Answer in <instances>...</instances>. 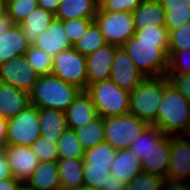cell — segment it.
<instances>
[{"label":"cell","instance_id":"45","mask_svg":"<svg viewBox=\"0 0 190 190\" xmlns=\"http://www.w3.org/2000/svg\"><path fill=\"white\" fill-rule=\"evenodd\" d=\"M12 177L13 176L5 157L4 148H0V180H5Z\"/></svg>","mask_w":190,"mask_h":190},{"label":"cell","instance_id":"29","mask_svg":"<svg viewBox=\"0 0 190 190\" xmlns=\"http://www.w3.org/2000/svg\"><path fill=\"white\" fill-rule=\"evenodd\" d=\"M77 139L84 150L94 148L104 142V118L98 116L81 128L74 129Z\"/></svg>","mask_w":190,"mask_h":190},{"label":"cell","instance_id":"3","mask_svg":"<svg viewBox=\"0 0 190 190\" xmlns=\"http://www.w3.org/2000/svg\"><path fill=\"white\" fill-rule=\"evenodd\" d=\"M80 91L53 74L39 76L29 93L30 105L65 112Z\"/></svg>","mask_w":190,"mask_h":190},{"label":"cell","instance_id":"21","mask_svg":"<svg viewBox=\"0 0 190 190\" xmlns=\"http://www.w3.org/2000/svg\"><path fill=\"white\" fill-rule=\"evenodd\" d=\"M132 14L135 32L143 28L165 26V10L159 0H144Z\"/></svg>","mask_w":190,"mask_h":190},{"label":"cell","instance_id":"19","mask_svg":"<svg viewBox=\"0 0 190 190\" xmlns=\"http://www.w3.org/2000/svg\"><path fill=\"white\" fill-rule=\"evenodd\" d=\"M28 48L29 44L23 35L21 26L13 24L0 35V65L10 59L25 55Z\"/></svg>","mask_w":190,"mask_h":190},{"label":"cell","instance_id":"52","mask_svg":"<svg viewBox=\"0 0 190 190\" xmlns=\"http://www.w3.org/2000/svg\"><path fill=\"white\" fill-rule=\"evenodd\" d=\"M17 190H33V189H31L26 183L22 182L18 186Z\"/></svg>","mask_w":190,"mask_h":190},{"label":"cell","instance_id":"14","mask_svg":"<svg viewBox=\"0 0 190 190\" xmlns=\"http://www.w3.org/2000/svg\"><path fill=\"white\" fill-rule=\"evenodd\" d=\"M118 46L105 44L86 56L88 85L110 79L111 65Z\"/></svg>","mask_w":190,"mask_h":190},{"label":"cell","instance_id":"43","mask_svg":"<svg viewBox=\"0 0 190 190\" xmlns=\"http://www.w3.org/2000/svg\"><path fill=\"white\" fill-rule=\"evenodd\" d=\"M161 190H190V186L183 180L165 178Z\"/></svg>","mask_w":190,"mask_h":190},{"label":"cell","instance_id":"55","mask_svg":"<svg viewBox=\"0 0 190 190\" xmlns=\"http://www.w3.org/2000/svg\"><path fill=\"white\" fill-rule=\"evenodd\" d=\"M185 182L190 186V174Z\"/></svg>","mask_w":190,"mask_h":190},{"label":"cell","instance_id":"5","mask_svg":"<svg viewBox=\"0 0 190 190\" xmlns=\"http://www.w3.org/2000/svg\"><path fill=\"white\" fill-rule=\"evenodd\" d=\"M86 92L90 95L98 116L107 118L129 113L130 92L120 88L111 79L89 84Z\"/></svg>","mask_w":190,"mask_h":190},{"label":"cell","instance_id":"49","mask_svg":"<svg viewBox=\"0 0 190 190\" xmlns=\"http://www.w3.org/2000/svg\"><path fill=\"white\" fill-rule=\"evenodd\" d=\"M12 25L13 22L7 14L0 18V35L6 32Z\"/></svg>","mask_w":190,"mask_h":190},{"label":"cell","instance_id":"10","mask_svg":"<svg viewBox=\"0 0 190 190\" xmlns=\"http://www.w3.org/2000/svg\"><path fill=\"white\" fill-rule=\"evenodd\" d=\"M39 75L28 63L25 55L10 59L0 65V82L30 93Z\"/></svg>","mask_w":190,"mask_h":190},{"label":"cell","instance_id":"50","mask_svg":"<svg viewBox=\"0 0 190 190\" xmlns=\"http://www.w3.org/2000/svg\"><path fill=\"white\" fill-rule=\"evenodd\" d=\"M7 14L6 3L3 0H0V18Z\"/></svg>","mask_w":190,"mask_h":190},{"label":"cell","instance_id":"38","mask_svg":"<svg viewBox=\"0 0 190 190\" xmlns=\"http://www.w3.org/2000/svg\"><path fill=\"white\" fill-rule=\"evenodd\" d=\"M190 73V49L174 51L168 56L166 74Z\"/></svg>","mask_w":190,"mask_h":190},{"label":"cell","instance_id":"48","mask_svg":"<svg viewBox=\"0 0 190 190\" xmlns=\"http://www.w3.org/2000/svg\"><path fill=\"white\" fill-rule=\"evenodd\" d=\"M7 127L8 120L0 118V148H4L7 145Z\"/></svg>","mask_w":190,"mask_h":190},{"label":"cell","instance_id":"26","mask_svg":"<svg viewBox=\"0 0 190 190\" xmlns=\"http://www.w3.org/2000/svg\"><path fill=\"white\" fill-rule=\"evenodd\" d=\"M97 10L94 0H61L55 18L63 21L77 18L95 19Z\"/></svg>","mask_w":190,"mask_h":190},{"label":"cell","instance_id":"17","mask_svg":"<svg viewBox=\"0 0 190 190\" xmlns=\"http://www.w3.org/2000/svg\"><path fill=\"white\" fill-rule=\"evenodd\" d=\"M68 128L78 129L98 117L95 105L86 91H80L65 111Z\"/></svg>","mask_w":190,"mask_h":190},{"label":"cell","instance_id":"9","mask_svg":"<svg viewBox=\"0 0 190 190\" xmlns=\"http://www.w3.org/2000/svg\"><path fill=\"white\" fill-rule=\"evenodd\" d=\"M39 108L29 105L8 120L7 145L29 146L40 138Z\"/></svg>","mask_w":190,"mask_h":190},{"label":"cell","instance_id":"7","mask_svg":"<svg viewBox=\"0 0 190 190\" xmlns=\"http://www.w3.org/2000/svg\"><path fill=\"white\" fill-rule=\"evenodd\" d=\"M51 74L76 86L81 91L88 87L86 56L73 47L53 57Z\"/></svg>","mask_w":190,"mask_h":190},{"label":"cell","instance_id":"23","mask_svg":"<svg viewBox=\"0 0 190 190\" xmlns=\"http://www.w3.org/2000/svg\"><path fill=\"white\" fill-rule=\"evenodd\" d=\"M39 124L41 136L56 143L68 128L65 112L55 109L39 108Z\"/></svg>","mask_w":190,"mask_h":190},{"label":"cell","instance_id":"42","mask_svg":"<svg viewBox=\"0 0 190 190\" xmlns=\"http://www.w3.org/2000/svg\"><path fill=\"white\" fill-rule=\"evenodd\" d=\"M166 76L190 103V73L166 74Z\"/></svg>","mask_w":190,"mask_h":190},{"label":"cell","instance_id":"16","mask_svg":"<svg viewBox=\"0 0 190 190\" xmlns=\"http://www.w3.org/2000/svg\"><path fill=\"white\" fill-rule=\"evenodd\" d=\"M170 159V135H164L153 144L146 156L140 160L142 171L166 178Z\"/></svg>","mask_w":190,"mask_h":190},{"label":"cell","instance_id":"11","mask_svg":"<svg viewBox=\"0 0 190 190\" xmlns=\"http://www.w3.org/2000/svg\"><path fill=\"white\" fill-rule=\"evenodd\" d=\"M145 75L134 65L122 47L116 49L111 65L110 79L120 88L132 91L145 79Z\"/></svg>","mask_w":190,"mask_h":190},{"label":"cell","instance_id":"41","mask_svg":"<svg viewBox=\"0 0 190 190\" xmlns=\"http://www.w3.org/2000/svg\"><path fill=\"white\" fill-rule=\"evenodd\" d=\"M144 0H109L101 9L109 12H131Z\"/></svg>","mask_w":190,"mask_h":190},{"label":"cell","instance_id":"54","mask_svg":"<svg viewBox=\"0 0 190 190\" xmlns=\"http://www.w3.org/2000/svg\"><path fill=\"white\" fill-rule=\"evenodd\" d=\"M185 136L190 139V126H189V129H188L187 133L185 134Z\"/></svg>","mask_w":190,"mask_h":190},{"label":"cell","instance_id":"15","mask_svg":"<svg viewBox=\"0 0 190 190\" xmlns=\"http://www.w3.org/2000/svg\"><path fill=\"white\" fill-rule=\"evenodd\" d=\"M34 46L44 50L52 57L73 47L65 33L64 21L55 18L49 27L38 36Z\"/></svg>","mask_w":190,"mask_h":190},{"label":"cell","instance_id":"24","mask_svg":"<svg viewBox=\"0 0 190 190\" xmlns=\"http://www.w3.org/2000/svg\"><path fill=\"white\" fill-rule=\"evenodd\" d=\"M54 19L55 14L39 6L30 12L20 24L28 44L34 45L38 36L49 27Z\"/></svg>","mask_w":190,"mask_h":190},{"label":"cell","instance_id":"37","mask_svg":"<svg viewBox=\"0 0 190 190\" xmlns=\"http://www.w3.org/2000/svg\"><path fill=\"white\" fill-rule=\"evenodd\" d=\"M184 49H190V22L169 32L168 56L174 51Z\"/></svg>","mask_w":190,"mask_h":190},{"label":"cell","instance_id":"46","mask_svg":"<svg viewBox=\"0 0 190 190\" xmlns=\"http://www.w3.org/2000/svg\"><path fill=\"white\" fill-rule=\"evenodd\" d=\"M21 183V181L14 177L0 180V190H17Z\"/></svg>","mask_w":190,"mask_h":190},{"label":"cell","instance_id":"13","mask_svg":"<svg viewBox=\"0 0 190 190\" xmlns=\"http://www.w3.org/2000/svg\"><path fill=\"white\" fill-rule=\"evenodd\" d=\"M190 174V139L170 136V159L166 178L186 181Z\"/></svg>","mask_w":190,"mask_h":190},{"label":"cell","instance_id":"2","mask_svg":"<svg viewBox=\"0 0 190 190\" xmlns=\"http://www.w3.org/2000/svg\"><path fill=\"white\" fill-rule=\"evenodd\" d=\"M165 135H185L190 126V103L165 75V90L152 124Z\"/></svg>","mask_w":190,"mask_h":190},{"label":"cell","instance_id":"53","mask_svg":"<svg viewBox=\"0 0 190 190\" xmlns=\"http://www.w3.org/2000/svg\"><path fill=\"white\" fill-rule=\"evenodd\" d=\"M71 190H99V189H94V188H88V187H80V188H77V189H71Z\"/></svg>","mask_w":190,"mask_h":190},{"label":"cell","instance_id":"31","mask_svg":"<svg viewBox=\"0 0 190 190\" xmlns=\"http://www.w3.org/2000/svg\"><path fill=\"white\" fill-rule=\"evenodd\" d=\"M59 159L83 158L85 150L77 139L74 129L67 128L57 141Z\"/></svg>","mask_w":190,"mask_h":190},{"label":"cell","instance_id":"33","mask_svg":"<svg viewBox=\"0 0 190 190\" xmlns=\"http://www.w3.org/2000/svg\"><path fill=\"white\" fill-rule=\"evenodd\" d=\"M25 57L39 76L51 74L53 57L44 50L29 45Z\"/></svg>","mask_w":190,"mask_h":190},{"label":"cell","instance_id":"36","mask_svg":"<svg viewBox=\"0 0 190 190\" xmlns=\"http://www.w3.org/2000/svg\"><path fill=\"white\" fill-rule=\"evenodd\" d=\"M31 148L40 162L57 161L59 159L57 143L40 136Z\"/></svg>","mask_w":190,"mask_h":190},{"label":"cell","instance_id":"8","mask_svg":"<svg viewBox=\"0 0 190 190\" xmlns=\"http://www.w3.org/2000/svg\"><path fill=\"white\" fill-rule=\"evenodd\" d=\"M94 21L108 44L122 47L135 34L131 12H109L98 9Z\"/></svg>","mask_w":190,"mask_h":190},{"label":"cell","instance_id":"25","mask_svg":"<svg viewBox=\"0 0 190 190\" xmlns=\"http://www.w3.org/2000/svg\"><path fill=\"white\" fill-rule=\"evenodd\" d=\"M57 167L61 190L77 189L84 186L83 158L58 159Z\"/></svg>","mask_w":190,"mask_h":190},{"label":"cell","instance_id":"30","mask_svg":"<svg viewBox=\"0 0 190 190\" xmlns=\"http://www.w3.org/2000/svg\"><path fill=\"white\" fill-rule=\"evenodd\" d=\"M105 44L107 43L99 26L93 21L85 34H83L73 45V48L82 55L87 56Z\"/></svg>","mask_w":190,"mask_h":190},{"label":"cell","instance_id":"32","mask_svg":"<svg viewBox=\"0 0 190 190\" xmlns=\"http://www.w3.org/2000/svg\"><path fill=\"white\" fill-rule=\"evenodd\" d=\"M165 134L153 125H148L143 132L132 142L129 149L141 160L146 156L153 144L157 143Z\"/></svg>","mask_w":190,"mask_h":190},{"label":"cell","instance_id":"4","mask_svg":"<svg viewBox=\"0 0 190 190\" xmlns=\"http://www.w3.org/2000/svg\"><path fill=\"white\" fill-rule=\"evenodd\" d=\"M165 90V75L145 77L130 91L129 113L152 125L158 116L160 102Z\"/></svg>","mask_w":190,"mask_h":190},{"label":"cell","instance_id":"28","mask_svg":"<svg viewBox=\"0 0 190 190\" xmlns=\"http://www.w3.org/2000/svg\"><path fill=\"white\" fill-rule=\"evenodd\" d=\"M116 152L117 150L104 141L94 148L85 150L83 161L89 168L110 169Z\"/></svg>","mask_w":190,"mask_h":190},{"label":"cell","instance_id":"12","mask_svg":"<svg viewBox=\"0 0 190 190\" xmlns=\"http://www.w3.org/2000/svg\"><path fill=\"white\" fill-rule=\"evenodd\" d=\"M4 152L12 176L21 182L25 183L40 164L36 154L29 146L6 145Z\"/></svg>","mask_w":190,"mask_h":190},{"label":"cell","instance_id":"6","mask_svg":"<svg viewBox=\"0 0 190 190\" xmlns=\"http://www.w3.org/2000/svg\"><path fill=\"white\" fill-rule=\"evenodd\" d=\"M148 124L127 113L104 118V140L115 150L129 149Z\"/></svg>","mask_w":190,"mask_h":190},{"label":"cell","instance_id":"1","mask_svg":"<svg viewBox=\"0 0 190 190\" xmlns=\"http://www.w3.org/2000/svg\"><path fill=\"white\" fill-rule=\"evenodd\" d=\"M168 37L165 26L143 28L122 48L146 77L163 76L168 70Z\"/></svg>","mask_w":190,"mask_h":190},{"label":"cell","instance_id":"22","mask_svg":"<svg viewBox=\"0 0 190 190\" xmlns=\"http://www.w3.org/2000/svg\"><path fill=\"white\" fill-rule=\"evenodd\" d=\"M25 183L33 190H61L57 161L40 162Z\"/></svg>","mask_w":190,"mask_h":190},{"label":"cell","instance_id":"20","mask_svg":"<svg viewBox=\"0 0 190 190\" xmlns=\"http://www.w3.org/2000/svg\"><path fill=\"white\" fill-rule=\"evenodd\" d=\"M109 170L112 176L128 184L142 172V166L130 149H122L117 150Z\"/></svg>","mask_w":190,"mask_h":190},{"label":"cell","instance_id":"44","mask_svg":"<svg viewBox=\"0 0 190 190\" xmlns=\"http://www.w3.org/2000/svg\"><path fill=\"white\" fill-rule=\"evenodd\" d=\"M126 183L118 180L115 176L108 174V178L100 190H126Z\"/></svg>","mask_w":190,"mask_h":190},{"label":"cell","instance_id":"34","mask_svg":"<svg viewBox=\"0 0 190 190\" xmlns=\"http://www.w3.org/2000/svg\"><path fill=\"white\" fill-rule=\"evenodd\" d=\"M38 6V0H13L6 4V11L13 24L20 25L27 15Z\"/></svg>","mask_w":190,"mask_h":190},{"label":"cell","instance_id":"18","mask_svg":"<svg viewBox=\"0 0 190 190\" xmlns=\"http://www.w3.org/2000/svg\"><path fill=\"white\" fill-rule=\"evenodd\" d=\"M29 105V93L0 82V110L3 119L13 118Z\"/></svg>","mask_w":190,"mask_h":190},{"label":"cell","instance_id":"27","mask_svg":"<svg viewBox=\"0 0 190 190\" xmlns=\"http://www.w3.org/2000/svg\"><path fill=\"white\" fill-rule=\"evenodd\" d=\"M165 10V27L170 32L190 22V0H159Z\"/></svg>","mask_w":190,"mask_h":190},{"label":"cell","instance_id":"40","mask_svg":"<svg viewBox=\"0 0 190 190\" xmlns=\"http://www.w3.org/2000/svg\"><path fill=\"white\" fill-rule=\"evenodd\" d=\"M110 174L109 169L89 168L84 164L83 179L84 187L101 189Z\"/></svg>","mask_w":190,"mask_h":190},{"label":"cell","instance_id":"35","mask_svg":"<svg viewBox=\"0 0 190 190\" xmlns=\"http://www.w3.org/2000/svg\"><path fill=\"white\" fill-rule=\"evenodd\" d=\"M164 179L159 175L142 171L126 185V190H161Z\"/></svg>","mask_w":190,"mask_h":190},{"label":"cell","instance_id":"51","mask_svg":"<svg viewBox=\"0 0 190 190\" xmlns=\"http://www.w3.org/2000/svg\"><path fill=\"white\" fill-rule=\"evenodd\" d=\"M109 0H94L97 9H101Z\"/></svg>","mask_w":190,"mask_h":190},{"label":"cell","instance_id":"39","mask_svg":"<svg viewBox=\"0 0 190 190\" xmlns=\"http://www.w3.org/2000/svg\"><path fill=\"white\" fill-rule=\"evenodd\" d=\"M94 19L77 18L64 21V30L72 45L85 34Z\"/></svg>","mask_w":190,"mask_h":190},{"label":"cell","instance_id":"56","mask_svg":"<svg viewBox=\"0 0 190 190\" xmlns=\"http://www.w3.org/2000/svg\"><path fill=\"white\" fill-rule=\"evenodd\" d=\"M6 4L13 1V0H3Z\"/></svg>","mask_w":190,"mask_h":190},{"label":"cell","instance_id":"47","mask_svg":"<svg viewBox=\"0 0 190 190\" xmlns=\"http://www.w3.org/2000/svg\"><path fill=\"white\" fill-rule=\"evenodd\" d=\"M61 0H38L39 7L55 14Z\"/></svg>","mask_w":190,"mask_h":190}]
</instances>
